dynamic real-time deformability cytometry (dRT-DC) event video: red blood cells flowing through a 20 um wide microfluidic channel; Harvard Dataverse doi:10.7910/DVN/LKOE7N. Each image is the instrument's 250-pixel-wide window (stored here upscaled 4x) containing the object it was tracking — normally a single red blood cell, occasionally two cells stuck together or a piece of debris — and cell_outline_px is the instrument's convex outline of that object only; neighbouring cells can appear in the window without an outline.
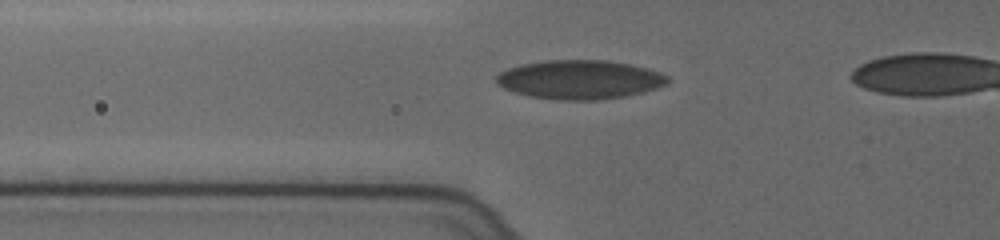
{"species": "human", "species_latin": "Homo sapiens", "temperature_condition": "cold", "stored_images_in_passage": 32, "camera_frame_rate_fps": 3000, "um_per_image_px": 0.085, "donor": {"sex": "female"}, "frame": {"image": 1, "passage_image": 2, "time_ms": 0.333, "image_size_px": [1000, 240], "cell_outline_px": [[668, 84], [644, 92], [624, 96], [596, 100], [556, 100], [528, 96], [504, 88], [496, 80], [496, 76], [500, 72], [508, 68], [520, 64], [544, 60], [608, 60], [632, 64], [648, 68], [660, 72], [668, 76]], "centroid_in_image_um": [49.3, 6.76], "position_along_channel_um": 76.5, "area_um2": 39.07}}
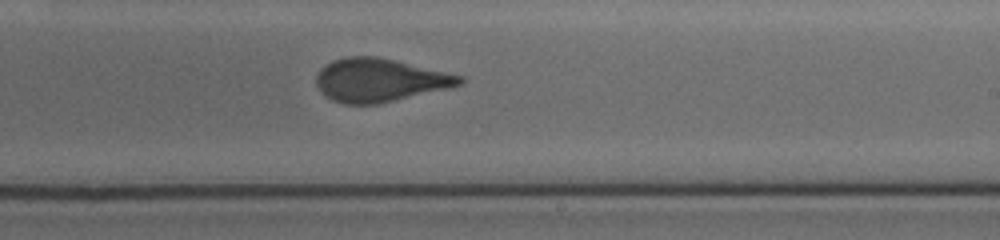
{"frame": {"image": 2, "passage_image": 17, "time_ms": 5.333, "image_size_px": [1000, 240], "cell_outline_px": [[464, 80], [460, 84], [380, 104], [344, 104], [332, 100], [324, 96], [316, 84], [316, 76], [320, 68], [332, 60], [348, 56], [376, 56], [464, 76]], "centroid_in_image_um": [32.2, 6.81], "position_along_channel_um": 256.8, "area_um2": 35.84}}
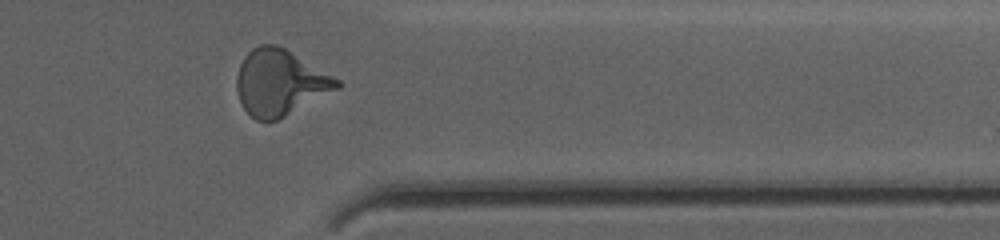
{"frame": {"image": 3, "passage_image": 28, "time_ms": 9.0, "image_size_px": [1000, 240], "cell_outline_px": [[344, 84], [340, 88], [276, 120], [256, 120], [244, 108], [240, 100], [236, 88], [236, 76], [240, 64], [244, 56], [252, 48], [260, 44], [276, 44], [284, 48], [340, 80]], "centroid_in_image_um": [23.78, 7.0], "position_along_channel_um": 387.6, "area_um2": 38.09}}